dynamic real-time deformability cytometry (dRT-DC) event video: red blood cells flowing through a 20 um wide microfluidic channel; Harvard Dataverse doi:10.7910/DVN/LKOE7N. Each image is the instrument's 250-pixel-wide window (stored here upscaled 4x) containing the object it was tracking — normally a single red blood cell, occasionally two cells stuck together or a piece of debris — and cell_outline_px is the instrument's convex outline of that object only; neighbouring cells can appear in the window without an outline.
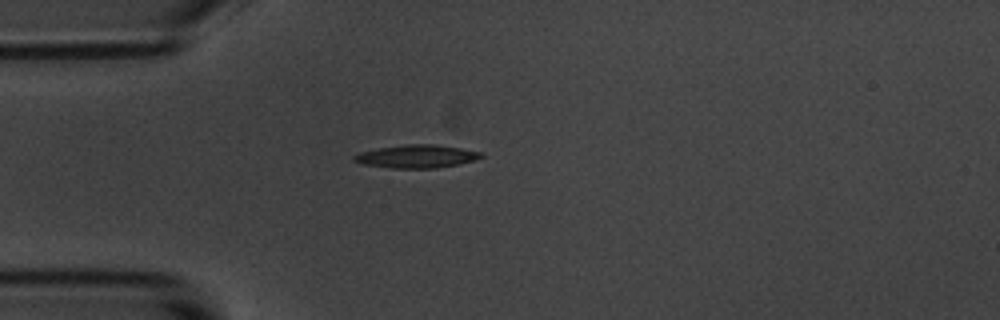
{"species": "common noctule bat (a hibernating species)", "species_latin": "Nyctalus noctula", "temperature_condition": "room temperature", "stored_images_in_passage": 2, "camera_frame_rate_fps": 3000, "um_per_image_px": 0.085, "animal": {"sex": "male", "body_mass_g": 20.1, "forearm_length_mm": 53.5}, "frame": {"image": 1, "passage_image": 1, "time_ms": 0.0, "image_size_px": [1000, 320], "cell_outline_px": [[484, 156], [476, 160], [436, 168], [392, 168], [360, 164], [352, 160], [352, 156], [360, 152], [376, 148], [404, 144], [432, 144], [460, 148], [484, 152]], "centroid_in_image_um": [35.38, 13.29], "position_along_channel_um": 49.6, "area_um2": 17.22}}